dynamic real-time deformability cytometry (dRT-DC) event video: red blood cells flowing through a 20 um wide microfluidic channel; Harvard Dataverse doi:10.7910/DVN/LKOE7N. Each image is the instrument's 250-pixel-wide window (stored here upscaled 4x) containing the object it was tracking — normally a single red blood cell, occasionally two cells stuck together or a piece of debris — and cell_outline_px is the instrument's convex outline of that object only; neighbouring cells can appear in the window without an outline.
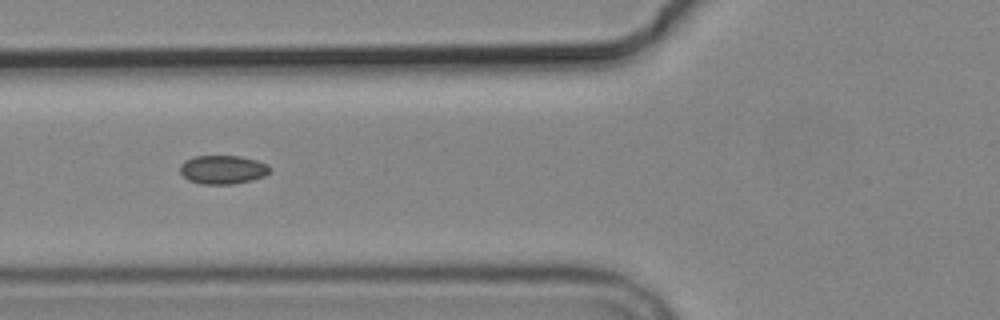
{"species": "common noctule bat (a hibernating species)", "species_latin": "Nyctalus noctula", "temperature_condition": "cold", "stored_images_in_passage": 12, "camera_frame_rate_fps": 3000, "um_per_image_px": 0.085, "animal": {"sex": "male", "body_mass_g": 19.2, "forearm_length_mm": 51.8}, "frame": {"image": 1, "passage_image": 3, "time_ms": 2.333, "image_size_px": [1000, 320], "cell_outline_px": [[272, 168], [264, 176], [252, 180], [232, 184], [200, 184], [188, 180], [180, 172], [180, 164], [184, 160], [196, 156], [240, 156], [256, 160], [268, 164]], "centroid_in_image_um": [18.93, 14.42], "position_along_channel_um": 106.9, "area_um2": 15.09}}
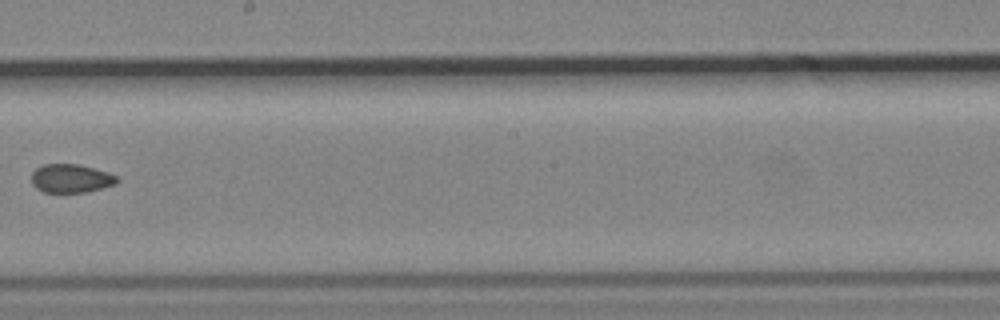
{"frame": {"image": 2, "passage_image": 6, "time_ms": 6.0, "image_size_px": [1000, 320], "cell_outline_px": [[120, 180], [116, 184], [88, 192], [44, 192], [36, 188], [32, 184], [32, 172], [36, 168], [44, 164], [80, 164], [108, 172], [116, 176]], "centroid_in_image_um": [6.04, 15.16], "position_along_channel_um": 242.2, "area_um2": 14.33}}
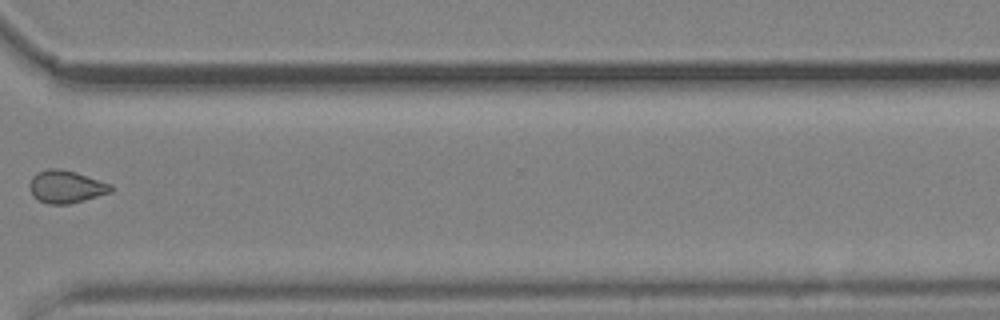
{"frame": {"image": 3, "passage_image": 9, "time_ms": 9.333, "image_size_px": [1000, 320], "cell_outline_px": [[116, 188], [112, 192], [84, 200], [68, 204], [48, 204], [32, 196], [28, 188], [28, 184], [32, 176], [36, 172], [48, 168], [60, 168], [76, 172], [112, 184]], "centroid_in_image_um": [5.61, 15.86], "position_along_channel_um": 365.0, "area_um2": 15.78}}